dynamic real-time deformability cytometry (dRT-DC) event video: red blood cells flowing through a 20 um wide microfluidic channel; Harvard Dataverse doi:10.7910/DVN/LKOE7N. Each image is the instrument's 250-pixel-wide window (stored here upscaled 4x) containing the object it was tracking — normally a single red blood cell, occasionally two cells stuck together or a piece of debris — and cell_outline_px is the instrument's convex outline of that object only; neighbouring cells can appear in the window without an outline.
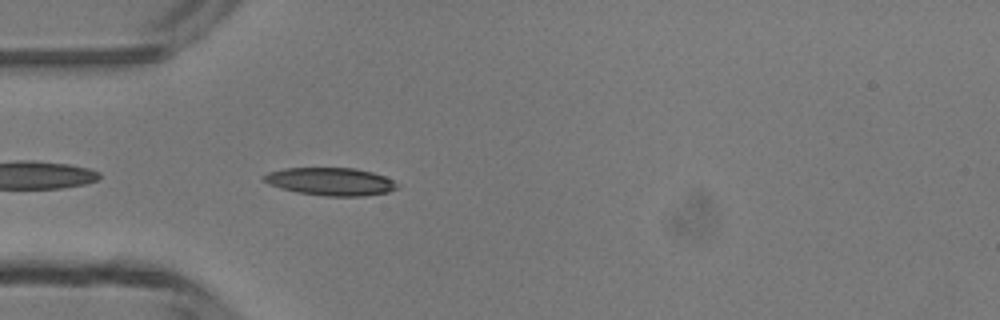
{"species": "common noctule bat (a hibernating species)", "species_latin": "Nyctalus noctula", "temperature_condition": "room temperature", "stored_images_in_passage": 4, "camera_frame_rate_fps": 3000, "um_per_image_px": 0.085, "animal": {"sex": "male", "body_mass_g": 13.3}, "frame": {"image": 1, "passage_image": 4, "time_ms": 3.333, "image_size_px": [1000, 320], "cell_outline_px": [[396, 188], [388, 192], [364, 196], [324, 196], [300, 192], [280, 188], [268, 184], [260, 176], [268, 172], [284, 168], [356, 168], [372, 172], [384, 176], [392, 180], [396, 184]], "centroid_in_image_um": [28.06, 15.42], "position_along_channel_um": 56.9, "area_um2": 21.5}}